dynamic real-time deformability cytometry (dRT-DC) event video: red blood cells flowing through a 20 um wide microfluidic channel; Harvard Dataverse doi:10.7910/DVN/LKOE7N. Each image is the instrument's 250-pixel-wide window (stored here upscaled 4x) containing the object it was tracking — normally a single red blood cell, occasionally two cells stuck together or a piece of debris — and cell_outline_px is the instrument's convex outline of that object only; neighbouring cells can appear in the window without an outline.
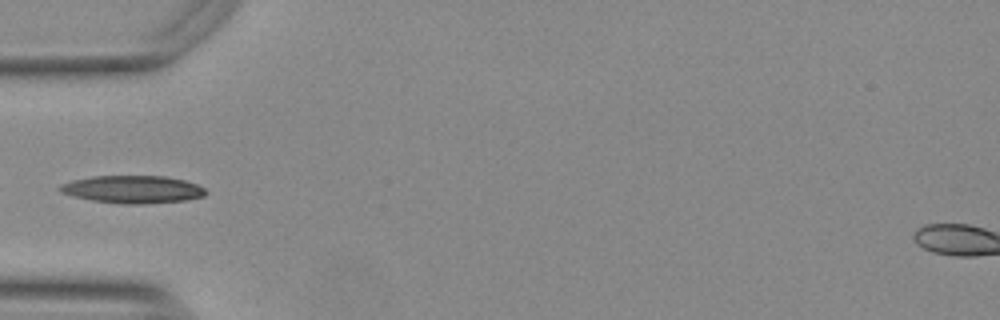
{"species": "Egyptian fruit bat (a non-hibernating species)", "species_latin": "Rousettus aegyptiacus", "temperature_condition": "warm", "stored_images_in_passage": 37, "camera_frame_rate_fps": 3000, "um_per_image_px": 0.085, "animal": {"sex": "female"}, "frame": {"image": 1, "passage_image": 1, "time_ms": 0.0, "image_size_px": [1000, 320], "cell_outline_px": [[208, 192], [204, 196], [188, 200], [144, 204], [124, 204], [92, 200], [60, 192], [60, 184], [72, 180], [96, 176], [164, 176], [184, 180], [196, 184], [204, 188]], "centroid_in_image_um": [11.33, 16.1], "position_along_channel_um": 73.7, "area_um2": 23.35}}
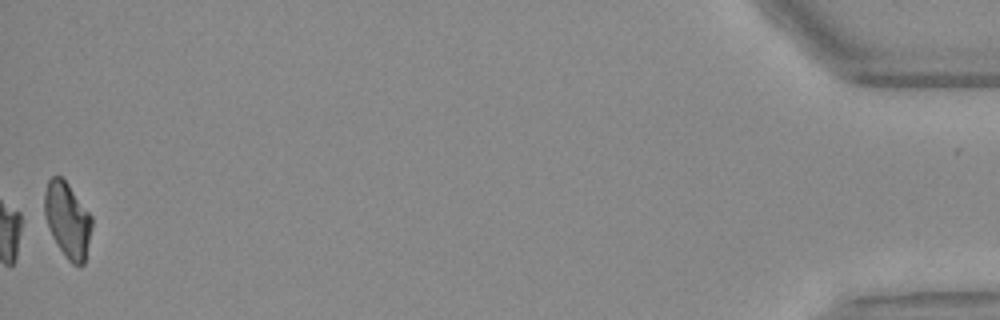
{"frame": {"image": 2, "passage_image": 37, "time_ms": 12.0, "image_size_px": [1000, 320], "cell_outline_px": [[92, 228], [84, 264], [80, 268], [72, 264], [68, 260], [52, 236], [44, 216], [44, 192], [48, 180], [52, 176], [60, 176], [68, 184], [92, 216]], "centroid_in_image_um": [5.74, 18.71], "position_along_channel_um": 429.5, "area_um2": 20.81}}